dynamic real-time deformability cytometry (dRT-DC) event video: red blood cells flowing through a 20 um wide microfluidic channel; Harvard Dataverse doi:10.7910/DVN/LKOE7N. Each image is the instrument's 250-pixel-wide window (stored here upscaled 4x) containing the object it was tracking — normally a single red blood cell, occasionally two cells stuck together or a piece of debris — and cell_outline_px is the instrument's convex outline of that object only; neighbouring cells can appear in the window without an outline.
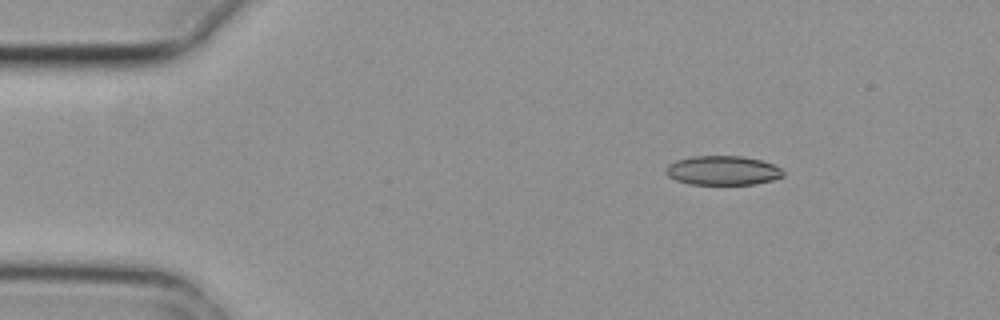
{"species": "common noctule bat (a hibernating species)", "species_latin": "Nyctalus noctula", "temperature_condition": "cold", "stored_images_in_passage": 1, "camera_frame_rate_fps": 3000, "um_per_image_px": 0.085, "animal": {"sex": "female", "body_mass_g": 29.2, "forearm_length_mm": 56.3}, "frame": {"image": 1, "passage_image": 1, "time_ms": 0.0, "image_size_px": [1000, 320], "cell_outline_px": [[784, 176], [772, 180], [756, 184], [688, 184], [676, 180], [668, 176], [664, 172], [668, 164], [676, 160], [692, 156], [740, 156], [760, 160], [772, 164], [780, 168], [784, 172]], "centroid_in_image_um": [61.4, 14.49], "position_along_channel_um": 23.6, "area_um2": 20.0}}